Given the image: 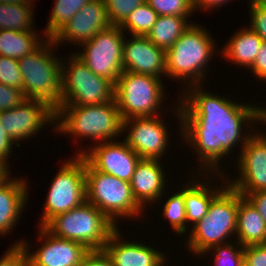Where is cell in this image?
<instances>
[{"instance_id":"3957f363","label":"cell","mask_w":266,"mask_h":266,"mask_svg":"<svg viewBox=\"0 0 266 266\" xmlns=\"http://www.w3.org/2000/svg\"><path fill=\"white\" fill-rule=\"evenodd\" d=\"M45 41L34 52L20 58L18 65L25 98L43 101L56 111L62 98V59L56 58L52 51L57 46L53 40Z\"/></svg>"},{"instance_id":"8d00e7d4","label":"cell","mask_w":266,"mask_h":266,"mask_svg":"<svg viewBox=\"0 0 266 266\" xmlns=\"http://www.w3.org/2000/svg\"><path fill=\"white\" fill-rule=\"evenodd\" d=\"M244 262L248 266H266V244L244 246Z\"/></svg>"},{"instance_id":"8fae6325","label":"cell","mask_w":266,"mask_h":266,"mask_svg":"<svg viewBox=\"0 0 266 266\" xmlns=\"http://www.w3.org/2000/svg\"><path fill=\"white\" fill-rule=\"evenodd\" d=\"M123 32L119 26L111 25L95 34L91 40L80 45V47L84 46L83 51L77 53L76 56L93 73L116 84L124 71L123 43L125 35Z\"/></svg>"},{"instance_id":"cb8c5ba5","label":"cell","mask_w":266,"mask_h":266,"mask_svg":"<svg viewBox=\"0 0 266 266\" xmlns=\"http://www.w3.org/2000/svg\"><path fill=\"white\" fill-rule=\"evenodd\" d=\"M263 40L248 27L239 29L221 52L225 59L249 68L252 66Z\"/></svg>"},{"instance_id":"277c9868","label":"cell","mask_w":266,"mask_h":266,"mask_svg":"<svg viewBox=\"0 0 266 266\" xmlns=\"http://www.w3.org/2000/svg\"><path fill=\"white\" fill-rule=\"evenodd\" d=\"M213 38L200 25L191 23L173 46L165 52L166 76L200 85L206 76V65L216 50ZM215 48V49H214Z\"/></svg>"},{"instance_id":"ffe728a7","label":"cell","mask_w":266,"mask_h":266,"mask_svg":"<svg viewBox=\"0 0 266 266\" xmlns=\"http://www.w3.org/2000/svg\"><path fill=\"white\" fill-rule=\"evenodd\" d=\"M159 160L140 159L130 180L133 197L143 208L162 198L166 187L164 169ZM151 202V203H150Z\"/></svg>"},{"instance_id":"74e56055","label":"cell","mask_w":266,"mask_h":266,"mask_svg":"<svg viewBox=\"0 0 266 266\" xmlns=\"http://www.w3.org/2000/svg\"><path fill=\"white\" fill-rule=\"evenodd\" d=\"M249 10L251 16V26L249 28L266 42V7L252 6L249 7Z\"/></svg>"},{"instance_id":"bcb514c9","label":"cell","mask_w":266,"mask_h":266,"mask_svg":"<svg viewBox=\"0 0 266 266\" xmlns=\"http://www.w3.org/2000/svg\"><path fill=\"white\" fill-rule=\"evenodd\" d=\"M31 0H0L2 4H15V3H25ZM33 2V0H32Z\"/></svg>"},{"instance_id":"484cf974","label":"cell","mask_w":266,"mask_h":266,"mask_svg":"<svg viewBox=\"0 0 266 266\" xmlns=\"http://www.w3.org/2000/svg\"><path fill=\"white\" fill-rule=\"evenodd\" d=\"M188 22L187 17L158 16L146 37L166 52L191 25Z\"/></svg>"},{"instance_id":"ab89813d","label":"cell","mask_w":266,"mask_h":266,"mask_svg":"<svg viewBox=\"0 0 266 266\" xmlns=\"http://www.w3.org/2000/svg\"><path fill=\"white\" fill-rule=\"evenodd\" d=\"M81 266H113L112 261L103 250L90 251Z\"/></svg>"},{"instance_id":"2e32d148","label":"cell","mask_w":266,"mask_h":266,"mask_svg":"<svg viewBox=\"0 0 266 266\" xmlns=\"http://www.w3.org/2000/svg\"><path fill=\"white\" fill-rule=\"evenodd\" d=\"M39 230V237L43 238L44 243L33 253H30V245L25 241L13 244L22 245L26 249L31 266H81L85 256L90 252L78 242L53 236L43 226H40Z\"/></svg>"},{"instance_id":"9c48e42d","label":"cell","mask_w":266,"mask_h":266,"mask_svg":"<svg viewBox=\"0 0 266 266\" xmlns=\"http://www.w3.org/2000/svg\"><path fill=\"white\" fill-rule=\"evenodd\" d=\"M62 62V98L60 106H89L115 100V84L93 73L75 55ZM64 64V65H63Z\"/></svg>"},{"instance_id":"1f68e13d","label":"cell","mask_w":266,"mask_h":266,"mask_svg":"<svg viewBox=\"0 0 266 266\" xmlns=\"http://www.w3.org/2000/svg\"><path fill=\"white\" fill-rule=\"evenodd\" d=\"M158 16L189 17L194 12L191 0H146Z\"/></svg>"},{"instance_id":"60d3db41","label":"cell","mask_w":266,"mask_h":266,"mask_svg":"<svg viewBox=\"0 0 266 266\" xmlns=\"http://www.w3.org/2000/svg\"><path fill=\"white\" fill-rule=\"evenodd\" d=\"M256 208L266 224V191H257L245 196Z\"/></svg>"},{"instance_id":"f35d334b","label":"cell","mask_w":266,"mask_h":266,"mask_svg":"<svg viewBox=\"0 0 266 266\" xmlns=\"http://www.w3.org/2000/svg\"><path fill=\"white\" fill-rule=\"evenodd\" d=\"M252 70L253 74L261 80H266V42H262L259 52L256 58L249 68Z\"/></svg>"},{"instance_id":"7dc6e473","label":"cell","mask_w":266,"mask_h":266,"mask_svg":"<svg viewBox=\"0 0 266 266\" xmlns=\"http://www.w3.org/2000/svg\"><path fill=\"white\" fill-rule=\"evenodd\" d=\"M261 121L265 122L264 124H266V108H265V111L258 122H261Z\"/></svg>"},{"instance_id":"4fadbf2b","label":"cell","mask_w":266,"mask_h":266,"mask_svg":"<svg viewBox=\"0 0 266 266\" xmlns=\"http://www.w3.org/2000/svg\"><path fill=\"white\" fill-rule=\"evenodd\" d=\"M254 134H251L240 149L237 165L241 170V177L233 181L224 178L227 179V185L244 197L249 193L266 191V133Z\"/></svg>"},{"instance_id":"ac0fdd59","label":"cell","mask_w":266,"mask_h":266,"mask_svg":"<svg viewBox=\"0 0 266 266\" xmlns=\"http://www.w3.org/2000/svg\"><path fill=\"white\" fill-rule=\"evenodd\" d=\"M123 43V70L161 78L166 75V55L146 36H132Z\"/></svg>"},{"instance_id":"ba28073f","label":"cell","mask_w":266,"mask_h":266,"mask_svg":"<svg viewBox=\"0 0 266 266\" xmlns=\"http://www.w3.org/2000/svg\"><path fill=\"white\" fill-rule=\"evenodd\" d=\"M162 78L123 71L115 84V101L122 120L159 116L162 104ZM164 87V88H163Z\"/></svg>"},{"instance_id":"7c38bea8","label":"cell","mask_w":266,"mask_h":266,"mask_svg":"<svg viewBox=\"0 0 266 266\" xmlns=\"http://www.w3.org/2000/svg\"><path fill=\"white\" fill-rule=\"evenodd\" d=\"M55 122L56 111L40 100L26 99L19 106L0 112V124L18 147V140H26L46 124Z\"/></svg>"},{"instance_id":"d590c367","label":"cell","mask_w":266,"mask_h":266,"mask_svg":"<svg viewBox=\"0 0 266 266\" xmlns=\"http://www.w3.org/2000/svg\"><path fill=\"white\" fill-rule=\"evenodd\" d=\"M0 266H31V262L22 245H13L0 259Z\"/></svg>"},{"instance_id":"e0dca14e","label":"cell","mask_w":266,"mask_h":266,"mask_svg":"<svg viewBox=\"0 0 266 266\" xmlns=\"http://www.w3.org/2000/svg\"><path fill=\"white\" fill-rule=\"evenodd\" d=\"M111 26L103 0L86 3L51 39L57 45L64 41L82 45L95 34Z\"/></svg>"},{"instance_id":"5b68a950","label":"cell","mask_w":266,"mask_h":266,"mask_svg":"<svg viewBox=\"0 0 266 266\" xmlns=\"http://www.w3.org/2000/svg\"><path fill=\"white\" fill-rule=\"evenodd\" d=\"M239 192L227 185L210 203L208 213L189 233L187 246L194 255L213 246L228 243L226 239L237 230ZM225 242V243H224Z\"/></svg>"},{"instance_id":"30bf717a","label":"cell","mask_w":266,"mask_h":266,"mask_svg":"<svg viewBox=\"0 0 266 266\" xmlns=\"http://www.w3.org/2000/svg\"><path fill=\"white\" fill-rule=\"evenodd\" d=\"M48 191L40 226L86 201L85 159L77 156L67 160L56 173Z\"/></svg>"},{"instance_id":"7402d4cb","label":"cell","mask_w":266,"mask_h":266,"mask_svg":"<svg viewBox=\"0 0 266 266\" xmlns=\"http://www.w3.org/2000/svg\"><path fill=\"white\" fill-rule=\"evenodd\" d=\"M236 241L242 246L266 244V224L252 203L239 193Z\"/></svg>"},{"instance_id":"ee69618b","label":"cell","mask_w":266,"mask_h":266,"mask_svg":"<svg viewBox=\"0 0 266 266\" xmlns=\"http://www.w3.org/2000/svg\"><path fill=\"white\" fill-rule=\"evenodd\" d=\"M9 164H5L0 161V186L4 185L10 179V171H8Z\"/></svg>"},{"instance_id":"e575fe53","label":"cell","mask_w":266,"mask_h":266,"mask_svg":"<svg viewBox=\"0 0 266 266\" xmlns=\"http://www.w3.org/2000/svg\"><path fill=\"white\" fill-rule=\"evenodd\" d=\"M25 100L22 90L0 83V112L19 106Z\"/></svg>"},{"instance_id":"b9f144b4","label":"cell","mask_w":266,"mask_h":266,"mask_svg":"<svg viewBox=\"0 0 266 266\" xmlns=\"http://www.w3.org/2000/svg\"><path fill=\"white\" fill-rule=\"evenodd\" d=\"M12 144L17 146L16 143L13 142L12 139L7 135L3 129V126L0 124V161L5 164L8 162L9 155L11 156Z\"/></svg>"},{"instance_id":"7bdbcfd3","label":"cell","mask_w":266,"mask_h":266,"mask_svg":"<svg viewBox=\"0 0 266 266\" xmlns=\"http://www.w3.org/2000/svg\"><path fill=\"white\" fill-rule=\"evenodd\" d=\"M228 1H231V0H191V3H192L193 10L195 11L197 9L198 11V8L199 10L215 9L214 7L218 8L222 6L221 4H225Z\"/></svg>"},{"instance_id":"f546056e","label":"cell","mask_w":266,"mask_h":266,"mask_svg":"<svg viewBox=\"0 0 266 266\" xmlns=\"http://www.w3.org/2000/svg\"><path fill=\"white\" fill-rule=\"evenodd\" d=\"M164 218L169 219L172 228L177 235H185L188 231L186 224V209L184 202V189L176 192L168 198L163 207Z\"/></svg>"},{"instance_id":"8992f818","label":"cell","mask_w":266,"mask_h":266,"mask_svg":"<svg viewBox=\"0 0 266 266\" xmlns=\"http://www.w3.org/2000/svg\"><path fill=\"white\" fill-rule=\"evenodd\" d=\"M43 227L53 236L78 242L90 251L103 250L110 234L117 228L87 201L54 216Z\"/></svg>"},{"instance_id":"c3c4849f","label":"cell","mask_w":266,"mask_h":266,"mask_svg":"<svg viewBox=\"0 0 266 266\" xmlns=\"http://www.w3.org/2000/svg\"><path fill=\"white\" fill-rule=\"evenodd\" d=\"M241 266H248L245 262Z\"/></svg>"},{"instance_id":"d6986e66","label":"cell","mask_w":266,"mask_h":266,"mask_svg":"<svg viewBox=\"0 0 266 266\" xmlns=\"http://www.w3.org/2000/svg\"><path fill=\"white\" fill-rule=\"evenodd\" d=\"M116 228L109 236L103 251L113 266H164L165 256L145 243L122 241L120 230ZM121 240V241H120Z\"/></svg>"},{"instance_id":"6da1fadb","label":"cell","mask_w":266,"mask_h":266,"mask_svg":"<svg viewBox=\"0 0 266 266\" xmlns=\"http://www.w3.org/2000/svg\"><path fill=\"white\" fill-rule=\"evenodd\" d=\"M210 93L203 91L201 85L186 87L185 94L181 95L182 99L176 103L180 107L175 109L178 112L175 113L178 114L179 122L181 120L180 132H183L185 143L196 149L197 160L201 161L203 172L205 170L210 173L212 170L219 176L221 159L228 155L237 143L240 142L243 148L251 136L250 132L247 135L242 133L243 125L246 124L245 128H249L250 123L254 126L253 122L260 120L265 107H253L239 102L237 104L229 98Z\"/></svg>"},{"instance_id":"44dd1931","label":"cell","mask_w":266,"mask_h":266,"mask_svg":"<svg viewBox=\"0 0 266 266\" xmlns=\"http://www.w3.org/2000/svg\"><path fill=\"white\" fill-rule=\"evenodd\" d=\"M27 189L25 180L16 177L0 186V235L11 233L19 221L28 199Z\"/></svg>"},{"instance_id":"4dcf8cb0","label":"cell","mask_w":266,"mask_h":266,"mask_svg":"<svg viewBox=\"0 0 266 266\" xmlns=\"http://www.w3.org/2000/svg\"><path fill=\"white\" fill-rule=\"evenodd\" d=\"M231 243L213 246L203 253L208 255L209 252L215 250V266H241L244 263V246L237 242V247H233Z\"/></svg>"},{"instance_id":"d6a6232c","label":"cell","mask_w":266,"mask_h":266,"mask_svg":"<svg viewBox=\"0 0 266 266\" xmlns=\"http://www.w3.org/2000/svg\"><path fill=\"white\" fill-rule=\"evenodd\" d=\"M111 25L119 26L126 17L146 0H103Z\"/></svg>"},{"instance_id":"83f0119b","label":"cell","mask_w":266,"mask_h":266,"mask_svg":"<svg viewBox=\"0 0 266 266\" xmlns=\"http://www.w3.org/2000/svg\"><path fill=\"white\" fill-rule=\"evenodd\" d=\"M50 20L44 30L45 38H52L67 22L91 0H55Z\"/></svg>"},{"instance_id":"4316f807","label":"cell","mask_w":266,"mask_h":266,"mask_svg":"<svg viewBox=\"0 0 266 266\" xmlns=\"http://www.w3.org/2000/svg\"><path fill=\"white\" fill-rule=\"evenodd\" d=\"M32 5L30 1L15 4L0 3V30L34 31Z\"/></svg>"},{"instance_id":"836d02e7","label":"cell","mask_w":266,"mask_h":266,"mask_svg":"<svg viewBox=\"0 0 266 266\" xmlns=\"http://www.w3.org/2000/svg\"><path fill=\"white\" fill-rule=\"evenodd\" d=\"M0 83L23 91V77L18 60L0 55Z\"/></svg>"},{"instance_id":"5bb4252c","label":"cell","mask_w":266,"mask_h":266,"mask_svg":"<svg viewBox=\"0 0 266 266\" xmlns=\"http://www.w3.org/2000/svg\"><path fill=\"white\" fill-rule=\"evenodd\" d=\"M76 156H82L95 170L130 182L135 167L141 159L123 140L94 144ZM89 150V151H88Z\"/></svg>"},{"instance_id":"f1b7e54d","label":"cell","mask_w":266,"mask_h":266,"mask_svg":"<svg viewBox=\"0 0 266 266\" xmlns=\"http://www.w3.org/2000/svg\"><path fill=\"white\" fill-rule=\"evenodd\" d=\"M157 17V12L144 2L130 13L119 27L124 32L129 31L132 36H147Z\"/></svg>"},{"instance_id":"7a4b0ae2","label":"cell","mask_w":266,"mask_h":266,"mask_svg":"<svg viewBox=\"0 0 266 266\" xmlns=\"http://www.w3.org/2000/svg\"><path fill=\"white\" fill-rule=\"evenodd\" d=\"M56 121L55 132L93 138L95 142L115 141L123 133V120L115 100L89 106H60Z\"/></svg>"},{"instance_id":"d4e9b609","label":"cell","mask_w":266,"mask_h":266,"mask_svg":"<svg viewBox=\"0 0 266 266\" xmlns=\"http://www.w3.org/2000/svg\"><path fill=\"white\" fill-rule=\"evenodd\" d=\"M34 31L0 30V55L19 60L39 48L45 39Z\"/></svg>"},{"instance_id":"9a60e30c","label":"cell","mask_w":266,"mask_h":266,"mask_svg":"<svg viewBox=\"0 0 266 266\" xmlns=\"http://www.w3.org/2000/svg\"><path fill=\"white\" fill-rule=\"evenodd\" d=\"M125 128L130 130L123 140L141 159L161 160L165 155L169 133L160 116L125 119L123 132Z\"/></svg>"},{"instance_id":"603a6c76","label":"cell","mask_w":266,"mask_h":266,"mask_svg":"<svg viewBox=\"0 0 266 266\" xmlns=\"http://www.w3.org/2000/svg\"><path fill=\"white\" fill-rule=\"evenodd\" d=\"M222 183L226 184L222 188L220 186L217 188V185L212 188L208 183L202 184L199 180H192L191 184L186 186L184 184L186 223L192 222L193 226L208 213L211 201L227 186V180Z\"/></svg>"},{"instance_id":"f6af8a7d","label":"cell","mask_w":266,"mask_h":266,"mask_svg":"<svg viewBox=\"0 0 266 266\" xmlns=\"http://www.w3.org/2000/svg\"><path fill=\"white\" fill-rule=\"evenodd\" d=\"M250 5L249 7L252 6H261V7H266V0H250Z\"/></svg>"},{"instance_id":"52a82bcc","label":"cell","mask_w":266,"mask_h":266,"mask_svg":"<svg viewBox=\"0 0 266 266\" xmlns=\"http://www.w3.org/2000/svg\"><path fill=\"white\" fill-rule=\"evenodd\" d=\"M86 201L98 208L114 225L119 217L133 218L144 210L135 200L130 183L95 170L85 160Z\"/></svg>"}]
</instances>
